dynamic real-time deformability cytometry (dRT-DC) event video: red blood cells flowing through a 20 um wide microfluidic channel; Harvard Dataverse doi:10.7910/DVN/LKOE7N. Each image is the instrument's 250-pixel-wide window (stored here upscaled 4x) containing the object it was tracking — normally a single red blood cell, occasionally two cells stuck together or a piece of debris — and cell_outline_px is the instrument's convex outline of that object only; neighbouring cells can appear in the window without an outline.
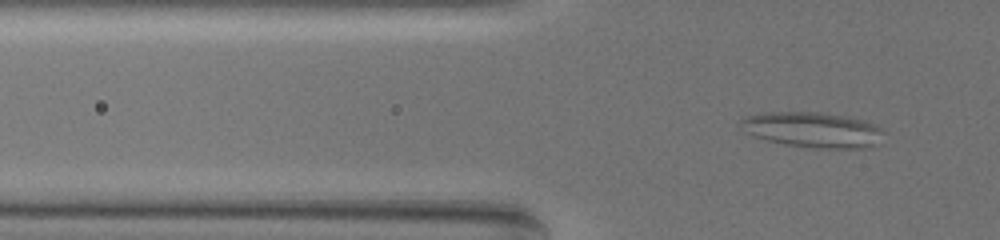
{"species": "common noctule bat (a hibernating species)", "species_latin": "Nyctalus noctula", "temperature_condition": "warm", "stored_images_in_passage": 65, "camera_frame_rate_fps": 3000, "um_per_image_px": 0.085, "animal": {"sex": "female", "body_mass_g": 19.5, "forearm_length_mm": 54.1}, "frame": {"image": 1, "passage_image": 23, "time_ms": 7.333, "image_size_px": [1000, 240], "cell_outline_px": [[880, 128], [872, 144], [868, 148], [820, 148], [788, 144], [768, 140], [752, 136], [744, 132], [740, 128], [740, 120], [748, 116], [764, 112], [812, 112], [840, 116], [860, 120], [872, 124]], "centroid_in_image_um": [68.9, 11.02], "position_along_channel_um": 56.9, "area_um2": 28.32}}
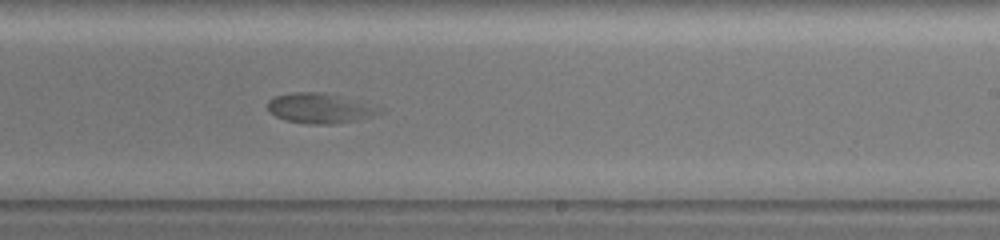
{"frame": {"image": 2, "passage_image": 43, "time_ms": 14.0, "image_size_px": [1000, 240], "cell_outline_px": [[380, 112], [372, 116], [356, 120], [332, 124], [308, 124], [284, 120], [276, 116], [268, 108], [268, 100], [276, 96], [296, 92], [316, 92], [336, 96]], "centroid_in_image_um": [26.96, 9.23], "position_along_channel_um": 262.0, "area_um2": 18.15}}
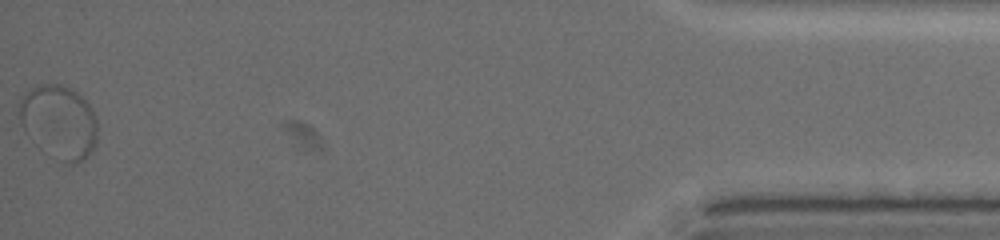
{"frame": {"image": 3, "passage_image": 65, "time_ms": 21.333, "image_size_px": [1000, 240], "cell_outline_px": [[96, 144], [88, 156], [84, 160], [76, 164], [68, 164], [24, 128], [20, 120], [20, 104], [24, 96], [32, 88], [40, 84], [56, 84], [68, 88], [76, 92], [88, 104], [96, 120]], "centroid_in_image_um": [5.09, 10.31], "position_along_channel_um": 430.1, "area_um2": 31.56}}